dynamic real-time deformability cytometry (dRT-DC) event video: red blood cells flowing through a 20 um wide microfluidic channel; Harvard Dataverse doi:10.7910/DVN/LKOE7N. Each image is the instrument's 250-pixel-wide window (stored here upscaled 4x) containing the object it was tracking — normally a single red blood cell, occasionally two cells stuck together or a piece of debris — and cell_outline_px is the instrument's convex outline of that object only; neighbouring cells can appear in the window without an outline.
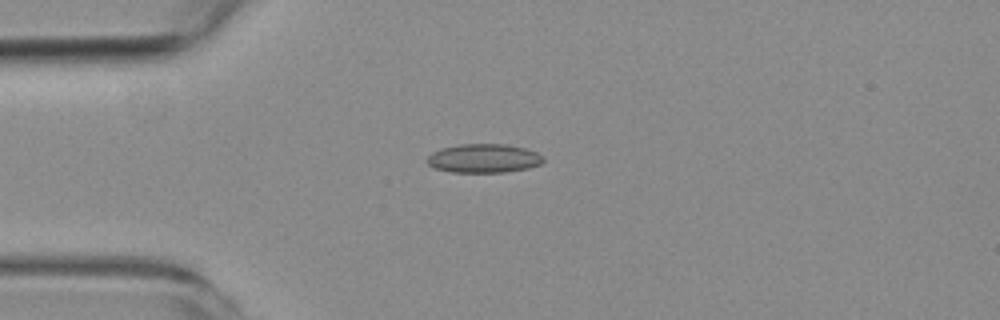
{"species": "common noctule bat (a hibernating species)", "species_latin": "Nyctalus noctula", "temperature_condition": "room temperature", "stored_images_in_passage": 6, "camera_frame_rate_fps": 3000, "um_per_image_px": 0.085, "animal": {"sex": "female", "body_mass_g": 19.3, "forearm_length_mm": 54.1}, "frame": {"image": 1, "passage_image": 4, "time_ms": 4.0, "image_size_px": [1000, 320], "cell_outline_px": [[544, 160], [540, 164], [528, 168], [504, 172], [452, 172], [432, 168], [424, 160], [432, 152], [440, 148], [460, 144], [504, 144], [524, 148], [536, 152], [544, 156]], "centroid_in_image_um": [41.07, 13.46], "position_along_channel_um": 43.9, "area_um2": 19.65}}
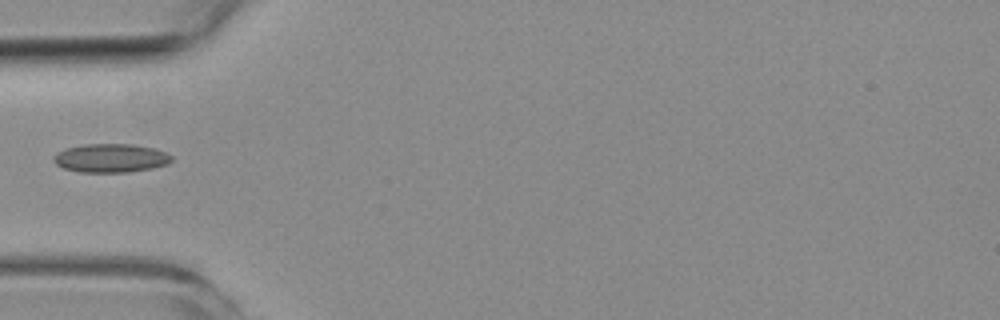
{"frame": {"image": 2, "passage_image": 5, "time_ms": 5.333, "image_size_px": [1000, 320], "cell_outline_px": [[172, 160], [168, 164], [152, 168], [128, 172], [80, 172], [64, 168], [56, 164], [52, 160], [52, 156], [68, 148], [84, 144], [132, 144], [156, 148], [172, 156]], "centroid_in_image_um": [9.43, 13.44], "position_along_channel_um": 75.6, "area_um2": 19.65}}
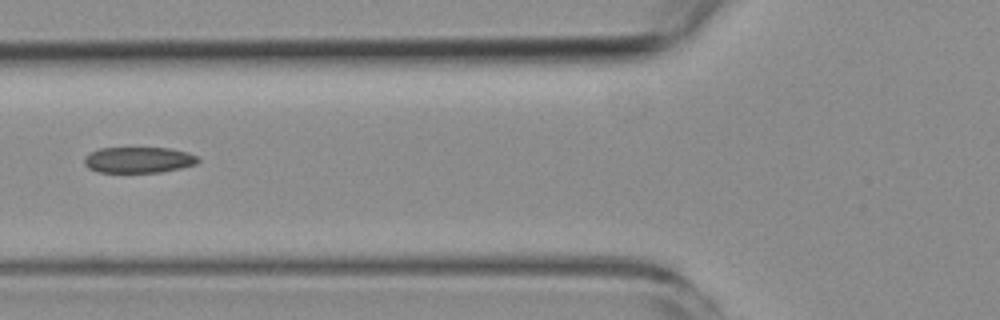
{"frame": {"image": 3, "passage_image": 6, "time_ms": 6.333, "image_size_px": [1000, 320], "cell_outline_px": [[200, 160], [196, 164], [180, 168], [160, 172], [100, 172], [88, 168], [84, 164], [84, 156], [100, 148], [168, 148], [188, 152], [196, 156]], "centroid_in_image_um": [11.77, 13.59], "position_along_channel_um": 114.0, "area_um2": 17.11}}